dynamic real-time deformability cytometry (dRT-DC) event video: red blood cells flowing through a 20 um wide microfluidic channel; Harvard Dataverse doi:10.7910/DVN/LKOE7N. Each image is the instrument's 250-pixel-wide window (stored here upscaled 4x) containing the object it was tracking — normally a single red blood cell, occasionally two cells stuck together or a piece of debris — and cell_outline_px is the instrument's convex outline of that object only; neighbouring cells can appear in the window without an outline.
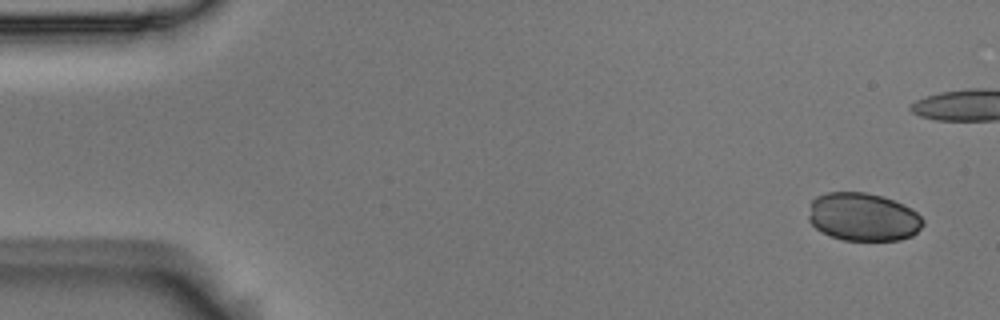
{"species": "Egyptian fruit bat (a non-hibernating species)", "species_latin": "Rousettus aegyptiacus", "temperature_condition": "room temperature", "stored_images_in_passage": 3, "camera_frame_rate_fps": 3000, "um_per_image_px": 0.085, "animal": {"sex": "male"}, "frame": {"image": 1, "passage_image": 1, "time_ms": 0.0, "image_size_px": [1000, 320], "cell_outline_px": [[924, 224], [912, 236], [900, 240], [844, 240], [820, 232], [808, 220], [808, 216], [812, 200], [816, 196], [828, 192], [868, 192], [884, 196], [916, 212], [924, 220]], "centroid_in_image_um": [73.34, 18.44], "position_along_channel_um": 11.7, "area_um2": 32.08}}